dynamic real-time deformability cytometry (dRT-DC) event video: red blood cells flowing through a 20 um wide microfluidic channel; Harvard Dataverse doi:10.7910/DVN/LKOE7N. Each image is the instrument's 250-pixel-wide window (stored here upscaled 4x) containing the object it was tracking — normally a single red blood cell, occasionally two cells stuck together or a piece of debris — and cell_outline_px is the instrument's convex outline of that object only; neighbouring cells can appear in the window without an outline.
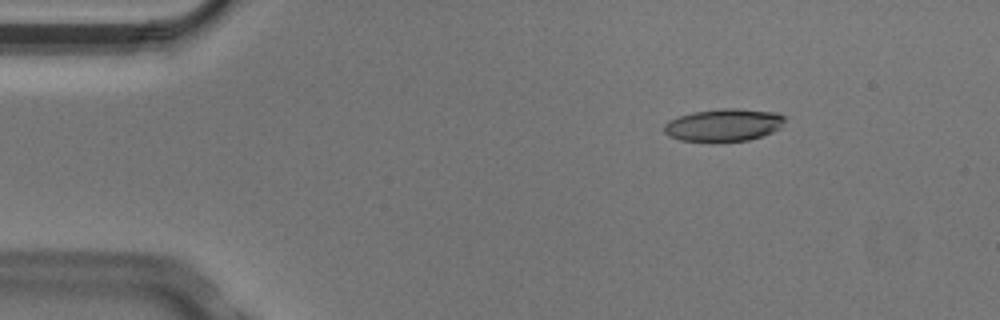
{"species": "Egyptian fruit bat (a non-hibernating species)", "species_latin": "Rousettus aegyptiacus", "temperature_condition": "cold", "stored_images_in_passage": 3, "camera_frame_rate_fps": 3000, "um_per_image_px": 0.085, "animal": {"sex": "male"}, "frame": {"image": 1, "passage_image": 1, "time_ms": 0.0, "image_size_px": [1000, 320], "cell_outline_px": [[788, 116], [780, 128], [772, 132], [748, 140], [680, 140], [668, 136], [664, 132], [664, 124], [668, 120], [692, 112], [720, 108], [740, 108], [776, 112]], "centroid_in_image_um": [61.54, 10.59], "position_along_channel_um": 23.5, "area_um2": 22.77}}